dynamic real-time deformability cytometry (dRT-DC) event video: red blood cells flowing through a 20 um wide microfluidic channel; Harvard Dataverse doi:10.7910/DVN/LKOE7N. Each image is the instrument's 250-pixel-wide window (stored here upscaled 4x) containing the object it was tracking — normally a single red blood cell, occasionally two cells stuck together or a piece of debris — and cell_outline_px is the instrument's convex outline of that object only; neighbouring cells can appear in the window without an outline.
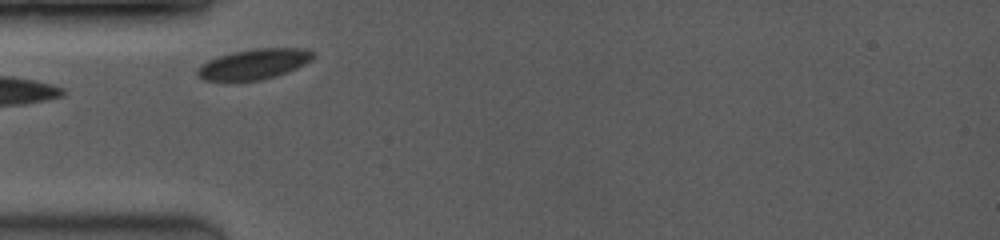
{"species": "common noctule bat (a hibernating species)", "species_latin": "Nyctalus noctula", "temperature_condition": "room temperature", "stored_images_in_passage": 6, "camera_frame_rate_fps": 3500, "um_per_image_px": 0.085, "animal": {"sex": "female", "body_mass_g": 19.0, "forearm_length_mm": 53.3}, "frame": {"image": 1, "passage_image": 1, "time_ms": 0.0, "image_size_px": [1000, 240], "cell_outline_px": [[312, 60], [296, 68], [276, 76], [260, 80], [204, 80], [196, 72], [196, 68], [208, 60], [232, 52], [252, 48], [300, 48], [312, 52]], "centroid_in_image_um": [21.57, 5.44], "position_along_channel_um": 63.4, "area_um2": 20.11}}
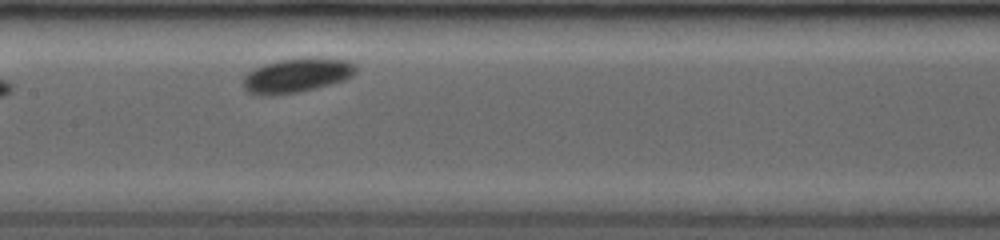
{"frame": {"image": 2, "passage_image": 5, "time_ms": 3.143, "image_size_px": [1000, 240], "cell_outline_px": [[356, 72], [352, 76], [344, 80], [316, 88], [296, 92], [264, 96], [248, 92], [244, 88], [244, 76], [252, 68], [264, 64], [280, 60], [320, 56], [348, 60], [356, 64]], "centroid_in_image_um": [25.26, 6.38], "position_along_channel_um": 182.1, "area_um2": 22.72}}
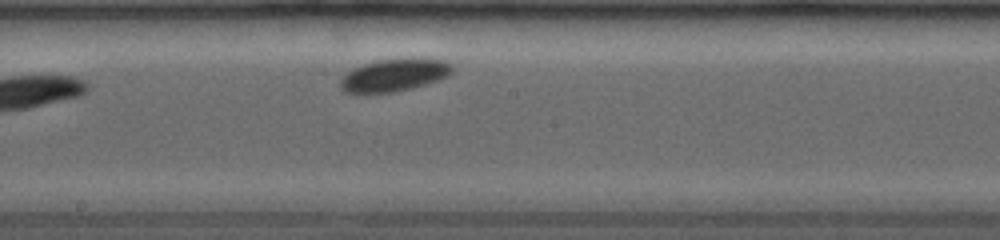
{"frame": {"image": 3, "passage_image": 6, "time_ms": 4.0, "image_size_px": [1000, 240], "cell_outline_px": [[456, 68], [448, 76], [424, 84], [392, 92], [368, 96], [344, 92], [340, 88], [340, 80], [352, 68], [364, 64], [380, 60], [420, 56], [444, 60], [452, 64]], "centroid_in_image_um": [33.5, 6.38], "position_along_channel_um": 214.7, "area_um2": 21.96}}